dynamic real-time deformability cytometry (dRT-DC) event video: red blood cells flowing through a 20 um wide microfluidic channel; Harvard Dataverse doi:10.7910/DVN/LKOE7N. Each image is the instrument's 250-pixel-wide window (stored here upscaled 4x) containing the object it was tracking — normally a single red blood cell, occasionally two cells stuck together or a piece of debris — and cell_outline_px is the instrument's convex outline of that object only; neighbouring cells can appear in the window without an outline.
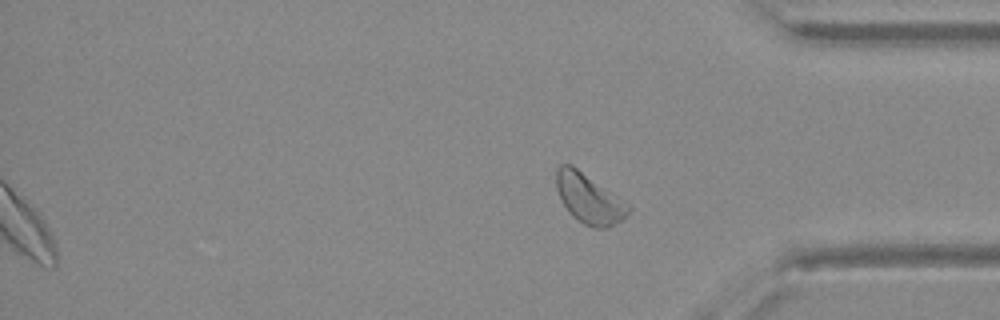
{"species": "Egyptian fruit bat (a non-hibernating species)", "species_latin": "Rousettus aegyptiacus", "temperature_condition": "warm", "stored_images_in_passage": 31, "segment_of_instrument_passage": [2, 2], "camera_frame_rate_fps": 3000, "um_per_image_px": 0.085, "animal": {"sex": "female"}, "frame": {"image": 1, "passage_image": 31, "time_ms": 10.0, "image_size_px": [1000, 320], "cell_outline_px": [[632, 208], [620, 220], [604, 228], [592, 228], [584, 224], [572, 216], [568, 212], [556, 188], [556, 168], [560, 164], [572, 164], [628, 204]], "centroid_in_image_um": [50.02, 16.86], "position_along_channel_um": 385.2, "area_um2": 20.46}}